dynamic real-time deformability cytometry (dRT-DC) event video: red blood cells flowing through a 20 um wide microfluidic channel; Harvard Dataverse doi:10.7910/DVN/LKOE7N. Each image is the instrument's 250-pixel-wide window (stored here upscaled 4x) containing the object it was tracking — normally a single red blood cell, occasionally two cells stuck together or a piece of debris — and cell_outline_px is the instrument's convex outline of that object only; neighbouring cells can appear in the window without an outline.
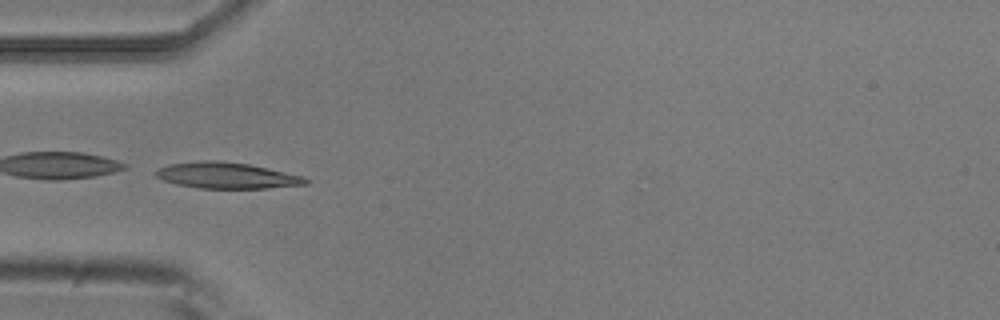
{"species": "common noctule bat (a hibernating species)", "species_latin": "Nyctalus noctula", "temperature_condition": "room temperature", "stored_images_in_passage": 10, "camera_frame_rate_fps": 3000, "um_per_image_px": 0.085, "animal": {"sex": "male", "body_mass_g": 20.5, "forearm_length_mm": 52.5}, "frame": {"image": 1, "passage_image": 5, "time_ms": 1.333, "image_size_px": [1000, 320], "cell_outline_px": [[308, 184], [268, 188], [200, 188], [176, 184], [164, 180], [156, 176], [156, 172], [160, 168], [172, 164], [204, 160], [216, 160], [248, 164], [304, 176], [308, 180]], "centroid_in_image_um": [19.31, 14.92], "position_along_channel_um": 65.7, "area_um2": 22.43}}
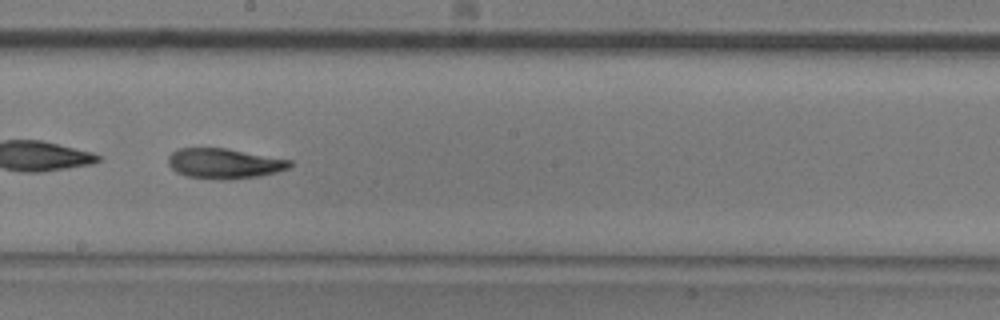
{"frame": {"image": 2, "passage_image": 9, "time_ms": 2.667, "image_size_px": [1000, 320], "cell_outline_px": [[292, 164], [288, 168], [276, 172], [260, 176], [224, 180], [188, 176], [176, 172], [168, 164], [168, 156], [176, 148], [224, 148], [292, 160]], "centroid_in_image_um": [19.04, 13.89], "position_along_channel_um": 229.2, "area_um2": 21.27}}
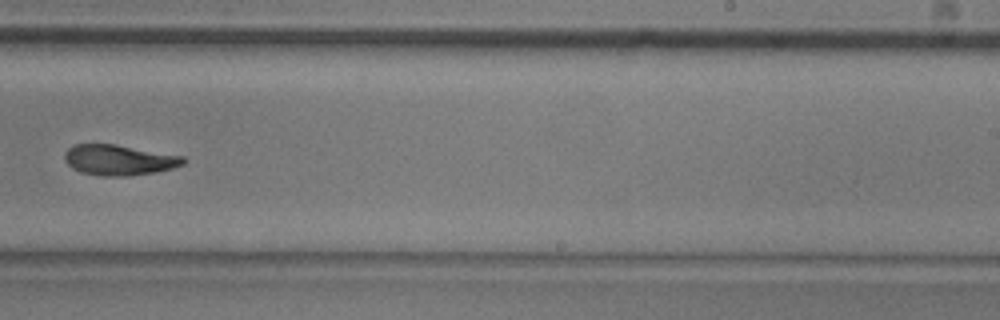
{"frame": {"image": 3, "passage_image": 10, "time_ms": 3.0, "image_size_px": [1000, 320], "cell_outline_px": [[184, 164], [172, 168], [152, 172], [128, 176], [100, 176], [80, 172], [72, 168], [64, 160], [64, 152], [68, 148], [76, 144], [116, 144], [184, 156]], "centroid_in_image_um": [10.08, 13.59], "position_along_channel_um": 278.9, "area_um2": 21.1}}